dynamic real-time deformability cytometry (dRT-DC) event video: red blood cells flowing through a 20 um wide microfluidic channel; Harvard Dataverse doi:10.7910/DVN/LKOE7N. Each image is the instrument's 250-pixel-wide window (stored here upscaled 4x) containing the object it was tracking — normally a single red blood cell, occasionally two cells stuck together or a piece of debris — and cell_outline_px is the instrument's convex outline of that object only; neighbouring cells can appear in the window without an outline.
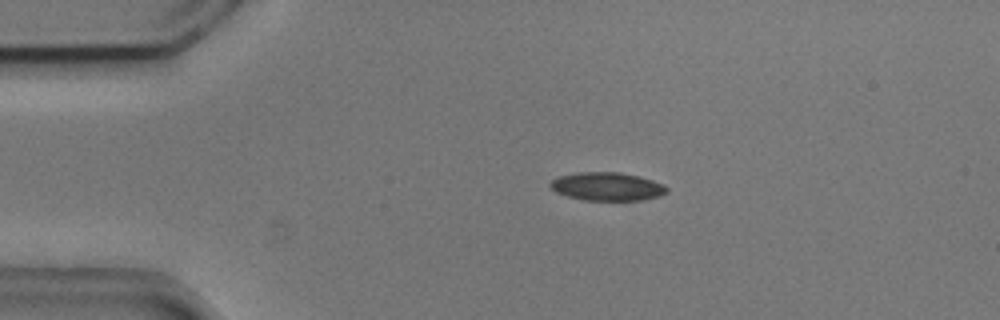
{"species": "common noctule bat (a hibernating species)", "species_latin": "Nyctalus noctula", "temperature_condition": "cold", "stored_images_in_passage": 6, "camera_frame_rate_fps": 3000, "um_per_image_px": 0.085, "animal": {"sex": "male", "body_mass_g": 20.5, "forearm_length_mm": 52.5}, "frame": {"image": 1, "passage_image": 3, "time_ms": 0.667, "image_size_px": [1000, 320], "cell_outline_px": [[668, 192], [660, 196], [640, 200], [584, 200], [568, 196], [556, 192], [548, 184], [556, 176], [576, 172], [620, 172], [652, 180], [664, 184], [668, 188]], "centroid_in_image_um": [51.59, 15.84], "position_along_channel_um": 33.4, "area_um2": 19.25}}